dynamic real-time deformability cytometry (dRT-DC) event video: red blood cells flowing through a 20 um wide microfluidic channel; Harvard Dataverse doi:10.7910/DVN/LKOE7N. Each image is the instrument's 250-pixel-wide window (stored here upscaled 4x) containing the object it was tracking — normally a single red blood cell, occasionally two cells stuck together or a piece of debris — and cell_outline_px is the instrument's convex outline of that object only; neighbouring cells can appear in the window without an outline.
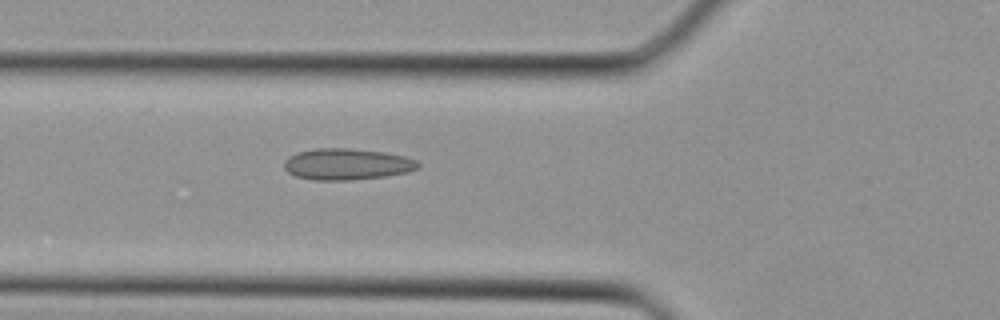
{"species": "Egyptian fruit bat (a non-hibernating species)", "species_latin": "Rousettus aegyptiacus", "temperature_condition": "cold", "stored_images_in_passage": 4, "camera_frame_rate_fps": 3000, "um_per_image_px": 0.085, "animal": {"sex": "female"}, "frame": {"image": 1, "passage_image": 4, "time_ms": 1.0, "image_size_px": [1000, 320], "cell_outline_px": [[420, 164], [416, 168], [408, 172], [384, 176], [348, 180], [312, 180], [296, 176], [288, 172], [284, 168], [284, 160], [288, 156], [300, 152], [316, 148], [348, 148], [384, 152], [404, 156], [416, 160]], "centroid_in_image_um": [29.46, 13.95], "position_along_channel_um": 96.3, "area_um2": 24.33}}